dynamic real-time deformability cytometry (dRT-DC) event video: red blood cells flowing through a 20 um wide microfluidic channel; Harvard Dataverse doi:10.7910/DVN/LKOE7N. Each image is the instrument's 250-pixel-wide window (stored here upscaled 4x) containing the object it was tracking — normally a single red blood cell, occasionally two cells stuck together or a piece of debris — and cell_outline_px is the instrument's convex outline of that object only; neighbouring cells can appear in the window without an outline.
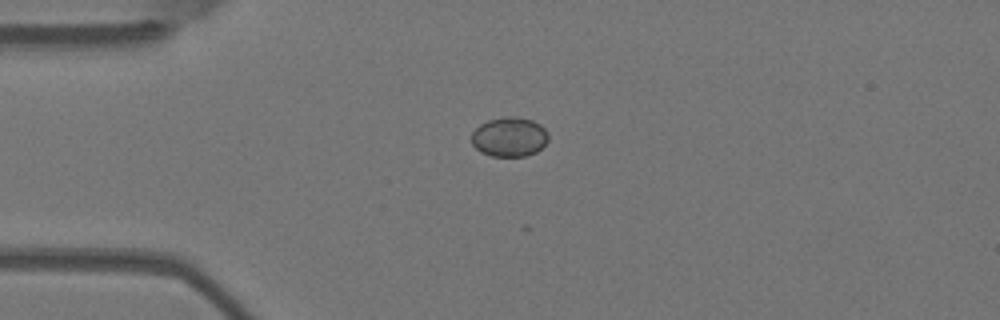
{"species": "Egyptian fruit bat (a non-hibernating species)", "species_latin": "Rousettus aegyptiacus", "temperature_condition": "warm", "stored_images_in_passage": 2, "camera_frame_rate_fps": 3000, "um_per_image_px": 0.085, "animal": {"sex": "female"}, "frame": {"image": 1, "passage_image": 1, "time_ms": 0.0, "image_size_px": [1000, 320], "cell_outline_px": [[548, 140], [536, 152], [524, 156], [492, 156], [480, 152], [472, 144], [472, 132], [480, 124], [488, 120], [504, 116], [516, 116], [532, 120], [540, 124], [548, 132]], "centroid_in_image_um": [43.29, 11.62], "position_along_channel_um": 41.7, "area_um2": 17.74}}